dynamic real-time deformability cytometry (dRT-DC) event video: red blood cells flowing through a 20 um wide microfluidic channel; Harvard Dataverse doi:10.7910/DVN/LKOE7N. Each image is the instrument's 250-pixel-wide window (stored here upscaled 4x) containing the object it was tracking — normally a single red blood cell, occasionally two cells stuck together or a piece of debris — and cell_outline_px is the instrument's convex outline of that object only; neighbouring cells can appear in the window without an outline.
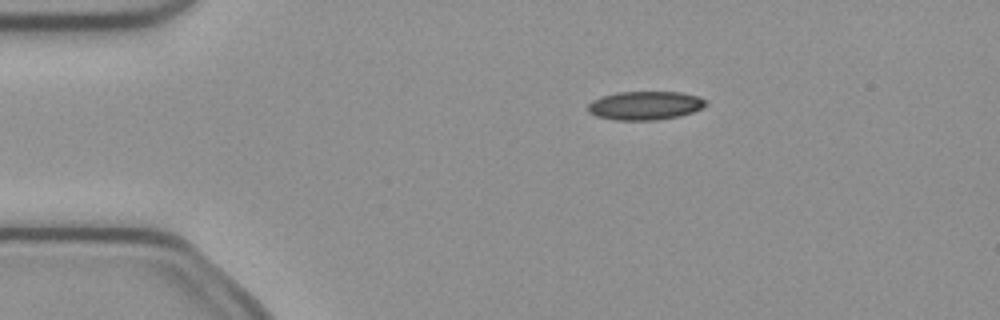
{"species": "common noctule bat (a hibernating species)", "species_latin": "Nyctalus noctula", "temperature_condition": "cold", "stored_images_in_passage": 3, "camera_frame_rate_fps": 3000, "um_per_image_px": 0.085, "animal": {"sex": "female", "body_mass_g": 21.9}, "frame": {"image": 1, "passage_image": 2, "time_ms": 0.333, "image_size_px": [1000, 320], "cell_outline_px": [[708, 104], [692, 112], [680, 116], [656, 120], [616, 120], [596, 116], [588, 112], [588, 104], [592, 100], [600, 96], [616, 92], [680, 92], [700, 96], [708, 100]], "centroid_in_image_um": [54.84, 8.96], "position_along_channel_um": 30.2, "area_um2": 19.88}}